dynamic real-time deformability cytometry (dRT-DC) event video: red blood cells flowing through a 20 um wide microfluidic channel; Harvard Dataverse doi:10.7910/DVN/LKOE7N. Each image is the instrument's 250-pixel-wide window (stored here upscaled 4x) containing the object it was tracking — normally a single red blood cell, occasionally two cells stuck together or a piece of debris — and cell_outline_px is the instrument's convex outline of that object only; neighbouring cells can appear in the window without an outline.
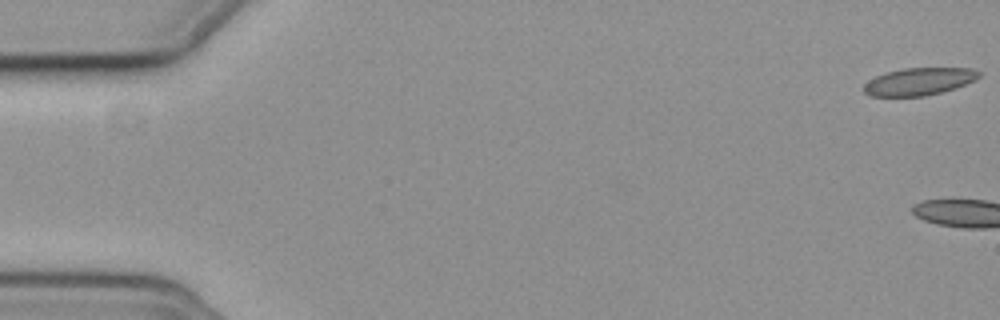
{"species": "common noctule bat (a hibernating species)", "species_latin": "Nyctalus noctula", "temperature_condition": "cold", "stored_images_in_passage": 4, "camera_frame_rate_fps": 3000, "um_per_image_px": 0.085, "animal": {"sex": "female", "body_mass_g": 19.3, "forearm_length_mm": 54.1}, "frame": {"image": 1, "passage_image": 1, "time_ms": 0.0, "image_size_px": [1000, 320], "cell_outline_px": [[980, 76], [956, 88], [924, 96], [868, 96], [864, 92], [864, 84], [868, 80], [876, 76], [888, 72], [904, 68], [972, 68], [980, 72]], "centroid_in_image_um": [78.09, 6.93], "position_along_channel_um": 6.9, "area_um2": 18.21}}